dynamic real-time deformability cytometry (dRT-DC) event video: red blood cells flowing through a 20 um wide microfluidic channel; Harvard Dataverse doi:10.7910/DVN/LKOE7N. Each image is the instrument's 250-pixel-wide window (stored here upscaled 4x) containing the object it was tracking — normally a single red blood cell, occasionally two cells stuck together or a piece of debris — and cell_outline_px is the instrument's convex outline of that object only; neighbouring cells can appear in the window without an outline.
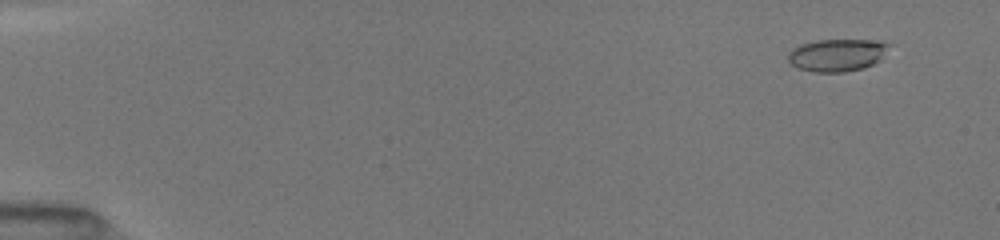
{"species": "common noctule bat (a hibernating species)", "species_latin": "Nyctalus noctula", "temperature_condition": "room temperature", "stored_images_in_passage": 10, "camera_frame_rate_fps": 3000, "um_per_image_px": 0.085, "animal": {"sex": "female", "body_mass_g": 19.5, "forearm_length_mm": 54.1}, "frame": {"image": 1, "passage_image": 4, "time_ms": 1.0, "image_size_px": [1000, 240], "cell_outline_px": [[892, 44], [880, 60], [864, 68], [844, 72], [812, 72], [796, 68], [788, 60], [788, 52], [792, 48], [800, 44], [816, 40], [880, 40]], "centroid_in_image_um": [71.15, 4.67], "position_along_channel_um": 13.8, "area_um2": 19.36}}